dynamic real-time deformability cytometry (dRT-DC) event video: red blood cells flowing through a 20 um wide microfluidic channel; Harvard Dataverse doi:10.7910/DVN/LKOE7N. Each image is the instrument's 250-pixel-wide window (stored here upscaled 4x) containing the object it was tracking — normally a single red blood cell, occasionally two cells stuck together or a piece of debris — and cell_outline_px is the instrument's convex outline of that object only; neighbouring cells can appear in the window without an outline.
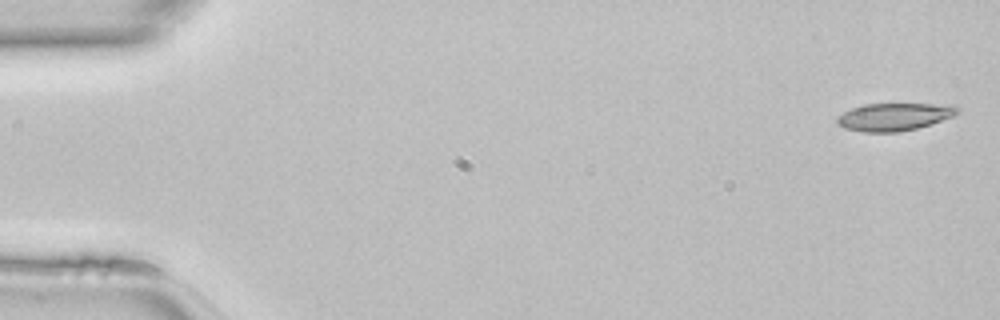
{"species": "common noctule bat (a hibernating species)", "species_latin": "Nyctalus noctula", "temperature_condition": "room temperature", "stored_images_in_passage": 13, "camera_frame_rate_fps": 3000, "um_per_image_px": 0.085, "animal": {"sex": "female", "body_mass_g": 22.7, "forearm_length_mm": 54.2}, "frame": {"image": 1, "passage_image": 1, "time_ms": 0.0, "image_size_px": [1000, 320], "cell_outline_px": [[960, 112], [952, 116], [932, 124], [900, 132], [864, 132], [844, 128], [836, 124], [836, 116], [852, 108], [864, 104], [952, 104], [960, 108]], "centroid_in_image_um": [76.0, 9.93], "position_along_channel_um": 9.0, "area_um2": 19.54}}
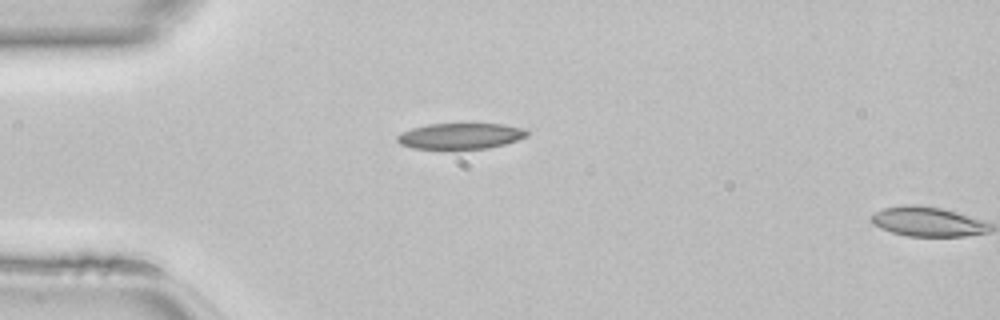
{"frame": {"image": 2, "passage_image": 12, "time_ms": 3.667, "image_size_px": [1000, 320], "cell_outline_px": [[528, 136], [504, 144], [488, 148], [412, 148], [400, 144], [396, 140], [396, 136], [400, 132], [412, 128], [428, 124], [500, 124], [524, 128], [528, 132]], "centroid_in_image_um": [39.11, 11.55], "position_along_channel_um": 45.9, "area_um2": 19.36}}